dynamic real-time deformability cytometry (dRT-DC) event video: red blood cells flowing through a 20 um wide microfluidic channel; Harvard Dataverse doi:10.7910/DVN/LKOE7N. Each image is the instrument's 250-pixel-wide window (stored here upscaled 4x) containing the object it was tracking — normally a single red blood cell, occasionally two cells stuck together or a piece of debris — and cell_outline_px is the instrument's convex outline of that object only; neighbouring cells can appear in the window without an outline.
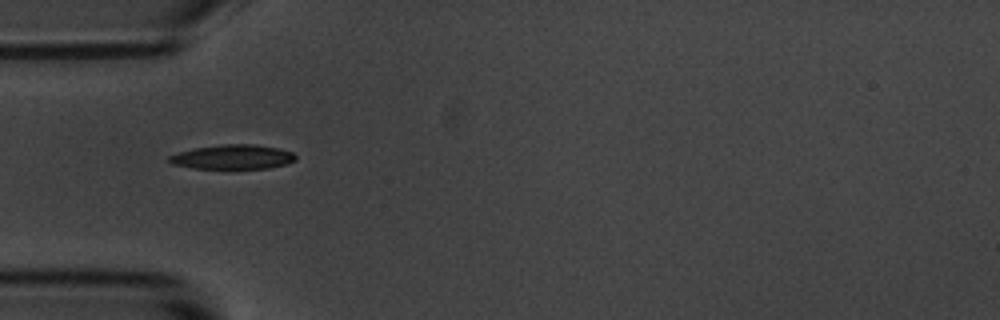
{"species": "common noctule bat (a hibernating species)", "species_latin": "Nyctalus noctula", "temperature_condition": "room temperature", "stored_images_in_passage": 29, "camera_frame_rate_fps": 3000, "um_per_image_px": 0.085, "animal": {"sex": "male", "body_mass_g": 20.1, "forearm_length_mm": 53.5}, "frame": {"image": 1, "passage_image": 1, "time_ms": 0.0, "image_size_px": [1000, 320], "cell_outline_px": [[296, 160], [284, 164], [268, 168], [192, 168], [172, 164], [168, 160], [168, 156], [180, 152], [196, 148], [224, 144], [252, 144], [280, 148], [292, 152], [296, 156]], "centroid_in_image_um": [19.79, 13.34], "position_along_channel_um": 65.2, "area_um2": 17.8}}
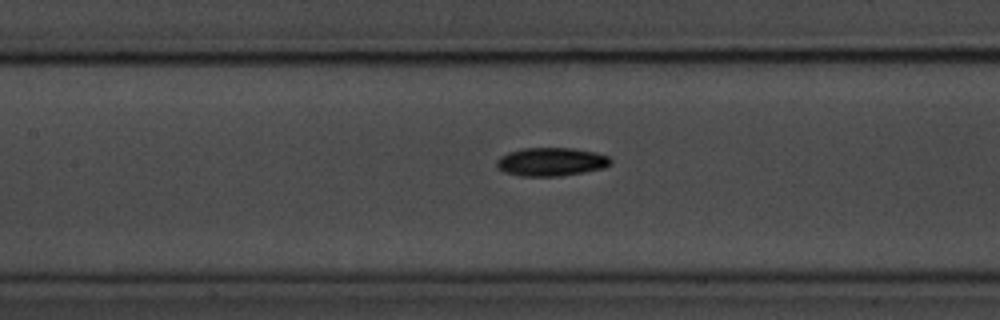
{"frame": {"image": 2, "passage_image": 9, "time_ms": 2.667, "image_size_px": [1000, 320], "cell_outline_px": [[612, 164], [604, 168], [584, 172], [560, 176], [520, 176], [504, 172], [496, 164], [496, 160], [500, 156], [508, 152], [524, 148], [572, 148], [596, 152], [608, 156], [612, 160]], "centroid_in_image_um": [46.87, 13.75], "position_along_channel_um": 160.5, "area_um2": 18.96}}
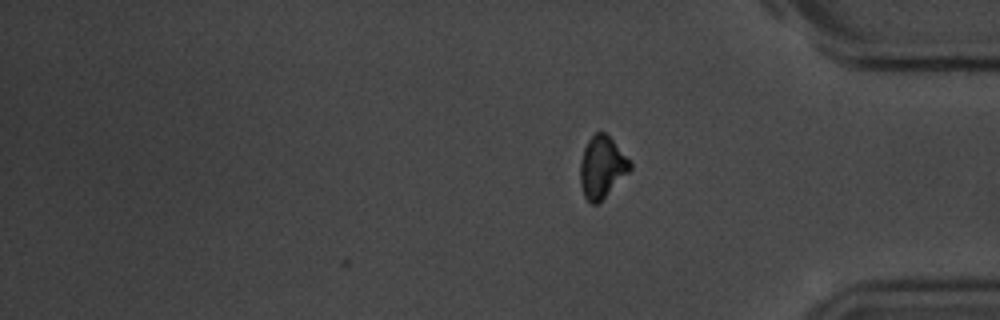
{"frame": {"image": 3, "passage_image": 29, "time_ms": 9.333, "image_size_px": [1000, 320], "cell_outline_px": [[632, 168], [596, 204], [592, 204], [584, 196], [580, 184], [580, 160], [584, 148], [588, 140], [596, 132], [604, 132], [612, 140], [632, 164]], "centroid_in_image_um": [51.13, 14.19], "position_along_channel_um": 384.1, "area_um2": 17.4}, "authors_computed_cell_mechanics": {"area_um2": 18.207, "velocity_mm_per_s": 3.5667, "shape_relaxation_time_tau1_ms": 2.8538, "shape_relaxation_time_tau2_ms": null, "deformation_change_tau1": 0.1332, "deformation_change_tau2": null}}